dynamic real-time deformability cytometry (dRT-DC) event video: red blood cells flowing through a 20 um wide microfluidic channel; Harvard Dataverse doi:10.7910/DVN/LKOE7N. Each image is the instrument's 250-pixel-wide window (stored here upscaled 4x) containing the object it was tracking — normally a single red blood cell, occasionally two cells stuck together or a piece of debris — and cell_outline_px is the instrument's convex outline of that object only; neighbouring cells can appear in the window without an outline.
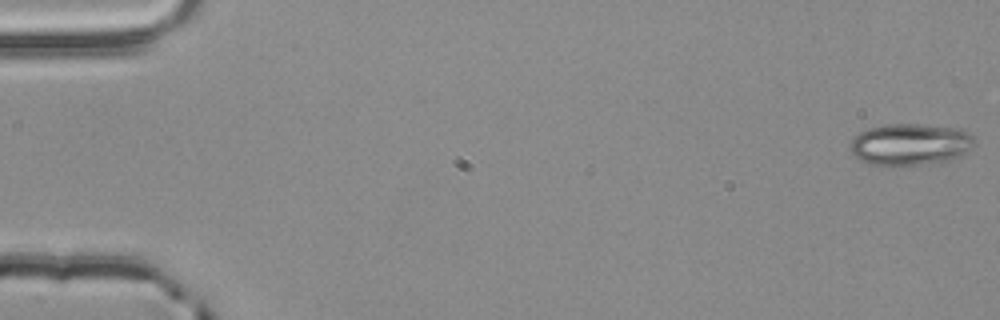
{"species": "common noctule bat (a hibernating species)", "species_latin": "Nyctalus noctula", "temperature_condition": "room temperature", "stored_images_in_passage": 40, "camera_frame_rate_fps": 3000, "um_per_image_px": 0.085, "animal": {"sex": "male", "body_mass_g": 20.4}, "frame": {"image": 1, "passage_image": 1, "time_ms": 0.0, "image_size_px": [1000, 320], "cell_outline_px": [[976, 144], [972, 148], [960, 156], [948, 160], [924, 164], [868, 164], [860, 160], [848, 148], [848, 144], [860, 132], [868, 128], [884, 124], [920, 124], [956, 128], [968, 132], [972, 136]], "centroid_in_image_um": [77.36, 12.25], "position_along_channel_um": 7.6, "area_um2": 30.0}}
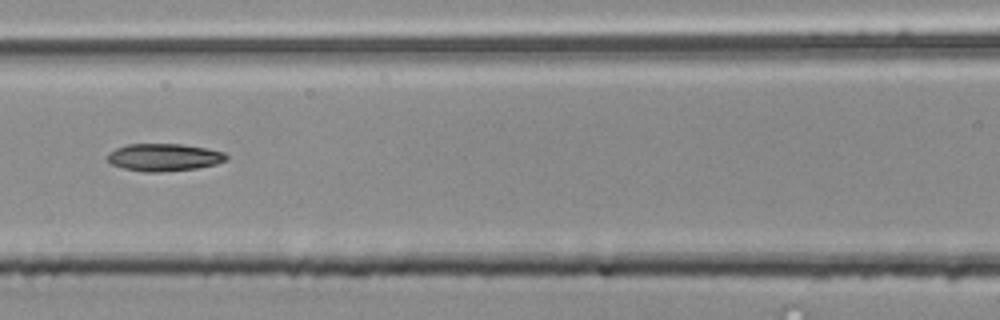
{"frame": {"image": 2, "passage_image": 25, "time_ms": 8.0, "image_size_px": [1000, 320], "cell_outline_px": [[228, 160], [216, 164], [196, 168], [160, 172], [144, 172], [124, 168], [112, 164], [108, 160], [108, 152], [116, 148], [128, 144], [180, 144], [208, 148], [224, 152], [228, 156]], "centroid_in_image_um": [13.96, 13.37], "position_along_channel_um": 152.6, "area_um2": 19.02}}
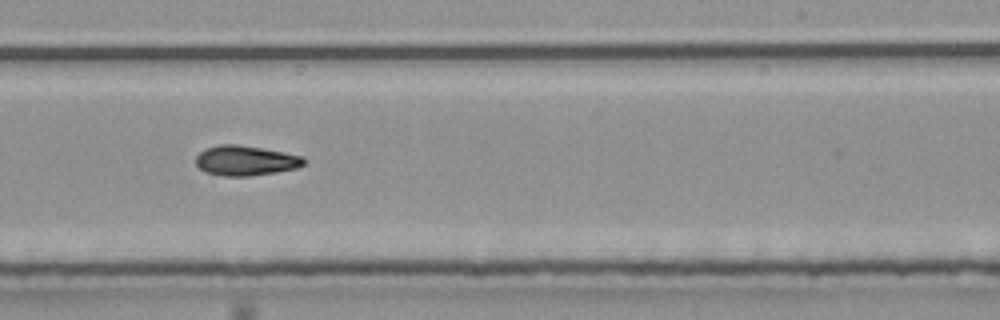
{"frame": {"image": 3, "passage_image": 34, "time_ms": 11.0, "image_size_px": [1000, 320], "cell_outline_px": [[304, 164], [296, 168], [276, 172], [248, 176], [224, 176], [204, 172], [196, 164], [196, 156], [204, 148], [216, 144], [236, 144], [284, 152], [304, 156]], "centroid_in_image_um": [20.84, 13.64], "position_along_channel_um": 268.2, "area_um2": 18.9}}